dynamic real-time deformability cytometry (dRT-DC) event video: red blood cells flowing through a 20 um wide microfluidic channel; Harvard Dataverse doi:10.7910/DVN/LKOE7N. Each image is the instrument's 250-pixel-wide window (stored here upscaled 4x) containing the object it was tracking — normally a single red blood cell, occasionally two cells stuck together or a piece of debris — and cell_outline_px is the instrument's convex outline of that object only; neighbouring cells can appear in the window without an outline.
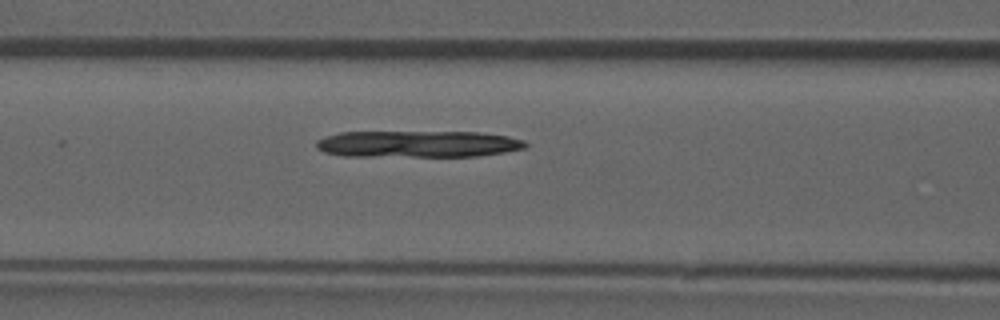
{"species": "common noctule bat (a hibernating species)", "species_latin": "Nyctalus noctula", "temperature_condition": "room temperature", "stored_images_in_passage": 20, "camera_frame_rate_fps": 3000, "um_per_image_px": 0.085, "animal": {"sex": "male", "forearm_length_mm": 52.5}, "frame": {"image": 1, "passage_image": 16, "time_ms": 5.0, "image_size_px": [1000, 320], "cell_outline_px": [[528, 144], [524, 148], [504, 152], [476, 156], [344, 156], [324, 152], [316, 148], [316, 140], [324, 136], [340, 132], [476, 132], [508, 136], [524, 140]], "centroid_in_image_um": [35.47, 12.24], "position_along_channel_um": 131.1, "area_um2": 32.54}}
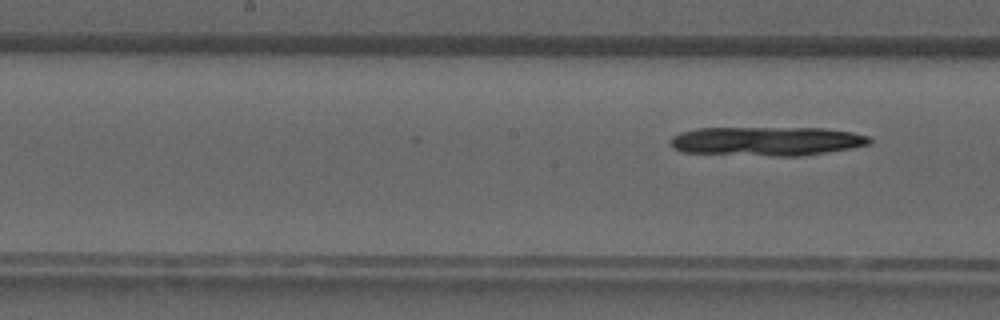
{"frame": {"image": 2, "passage_image": 20, "time_ms": 6.333, "image_size_px": [1000, 320], "cell_outline_px": [[872, 144], [852, 148], [800, 156], [772, 156], [680, 152], [672, 148], [668, 144], [668, 140], [672, 136], [680, 132], [696, 128], [824, 128], [852, 132], [868, 136], [872, 140]], "centroid_in_image_um": [65.12, 12.0], "position_along_channel_um": 183.1, "area_um2": 34.1}}